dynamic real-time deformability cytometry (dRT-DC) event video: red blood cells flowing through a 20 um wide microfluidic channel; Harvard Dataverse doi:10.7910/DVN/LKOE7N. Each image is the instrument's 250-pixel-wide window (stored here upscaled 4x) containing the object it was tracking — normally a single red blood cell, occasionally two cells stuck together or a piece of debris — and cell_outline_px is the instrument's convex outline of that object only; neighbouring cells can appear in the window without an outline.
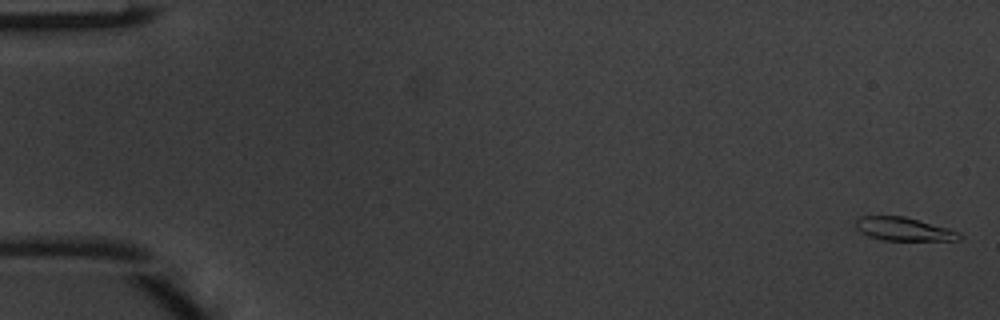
{"species": "common noctule bat (a hibernating species)", "species_latin": "Nyctalus noctula", "temperature_condition": "warm", "stored_images_in_passage": 49, "camera_frame_rate_fps": 3000, "um_per_image_px": 0.085, "animal": {"sex": "male", "body_mass_g": 20.1, "forearm_length_mm": 53.5}, "frame": {"image": 1, "passage_image": 1, "time_ms": 0.0, "image_size_px": [1000, 320], "cell_outline_px": [[964, 236], [960, 240], [884, 240], [868, 236], [860, 232], [856, 228], [856, 220], [860, 216], [904, 216], [948, 228], [960, 232]], "centroid_in_image_um": [76.83, 19.47], "position_along_channel_um": 8.2, "area_um2": 14.1}}
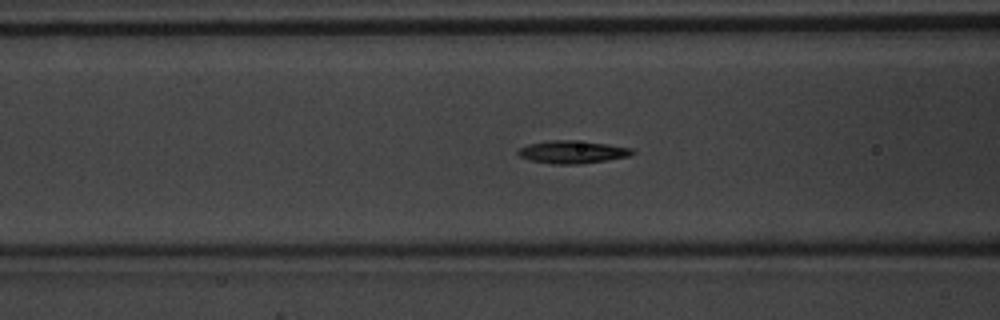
{"frame": {"image": 2, "passage_image": 20, "time_ms": 6.333, "image_size_px": [1000, 320], "cell_outline_px": [[636, 152], [628, 156], [608, 160], [580, 164], [552, 164], [532, 160], [520, 156], [516, 152], [520, 148], [528, 144], [548, 140], [572, 140], [608, 144], [632, 148]], "centroid_in_image_um": [48.66, 12.92], "position_along_channel_um": 117.9, "area_um2": 15.09}}
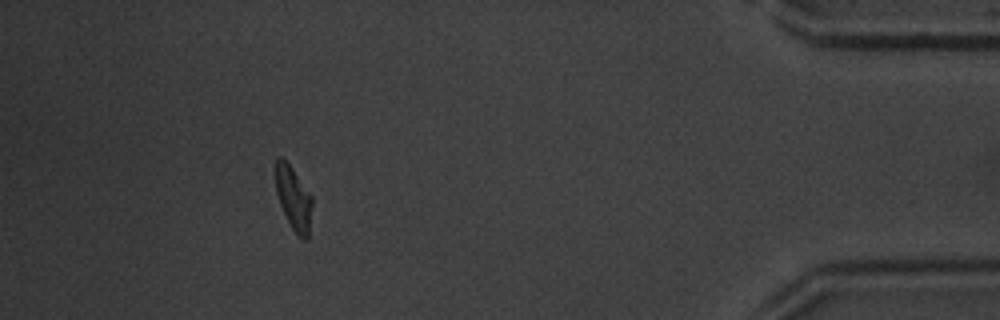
{"frame": {"image": 3, "passage_image": 45, "time_ms": 14.667, "image_size_px": [1000, 320], "cell_outline_px": [[312, 204], [308, 236], [304, 240], [292, 228], [280, 204], [276, 192], [272, 168], [276, 156], [280, 156], [292, 168], [312, 196]], "centroid_in_image_um": [24.89, 16.74], "position_along_channel_um": 410.3, "area_um2": 13.64}, "authors_computed_cell_mechanics": {"area_um2": 14.2766, "velocity_mm_per_s": 4.1376, "shape_relaxation_time_tau1_ms": 5.0326, "shape_relaxation_time_tau2_ms": 2.8562, "deformation_change_tau1": 0.2033, "deformation_change_tau2": 0.1047}}